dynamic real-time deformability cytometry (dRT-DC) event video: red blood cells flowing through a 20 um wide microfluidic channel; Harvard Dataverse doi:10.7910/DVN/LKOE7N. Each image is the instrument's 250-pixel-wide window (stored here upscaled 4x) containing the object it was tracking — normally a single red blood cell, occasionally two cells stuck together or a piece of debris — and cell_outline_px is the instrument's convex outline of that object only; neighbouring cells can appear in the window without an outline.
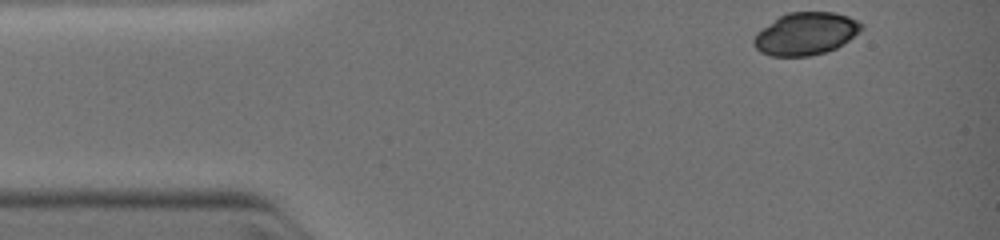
{"species": "common noctule bat (a hibernating species)", "species_latin": "Nyctalus noctula", "temperature_condition": "warm", "stored_images_in_passage": 31, "camera_frame_rate_fps": 3000, "um_per_image_px": 0.085, "animal": {"sex": "female", "body_mass_g": 19.0, "forearm_length_mm": 51.5}, "frame": {"image": 1, "passage_image": 1, "time_ms": 0.0, "image_size_px": [1000, 240], "cell_outline_px": [[864, 28], [860, 32], [836, 48], [824, 52], [808, 56], [772, 56], [760, 52], [752, 44], [752, 40], [756, 32], [780, 16], [788, 12], [832, 12], [848, 16], [864, 24]], "centroid_in_image_um": [68.48, 2.86], "position_along_channel_um": 16.5, "area_um2": 26.65}}
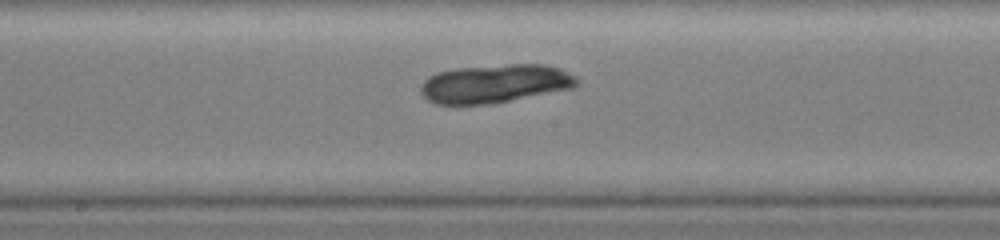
{"frame": {"image": 2, "passage_image": 17, "time_ms": 5.333, "image_size_px": [1000, 240], "cell_outline_px": [[580, 84], [572, 88], [508, 100], [484, 104], [436, 104], [428, 100], [420, 92], [420, 84], [428, 76], [436, 72], [456, 68], [512, 64], [548, 64], [560, 68], [576, 76], [580, 80]], "centroid_in_image_um": [42.07, 7.09], "position_along_channel_um": 206.1, "area_um2": 34.97}}
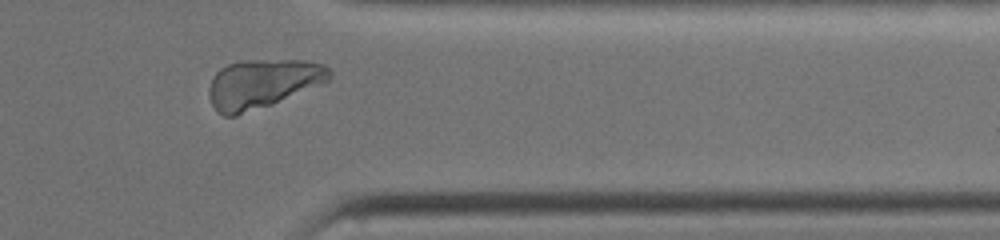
{"frame": {"image": 3, "passage_image": 28, "time_ms": 9.0, "image_size_px": [1000, 240], "cell_outline_px": [[332, 72], [328, 80], [324, 84], [272, 104], [236, 116], [224, 116], [216, 112], [208, 96], [208, 88], [216, 72], [220, 68], [236, 60], [304, 60], [324, 64]], "centroid_in_image_um": [22.31, 7.11], "position_along_channel_um": 389.1, "area_um2": 34.74}}